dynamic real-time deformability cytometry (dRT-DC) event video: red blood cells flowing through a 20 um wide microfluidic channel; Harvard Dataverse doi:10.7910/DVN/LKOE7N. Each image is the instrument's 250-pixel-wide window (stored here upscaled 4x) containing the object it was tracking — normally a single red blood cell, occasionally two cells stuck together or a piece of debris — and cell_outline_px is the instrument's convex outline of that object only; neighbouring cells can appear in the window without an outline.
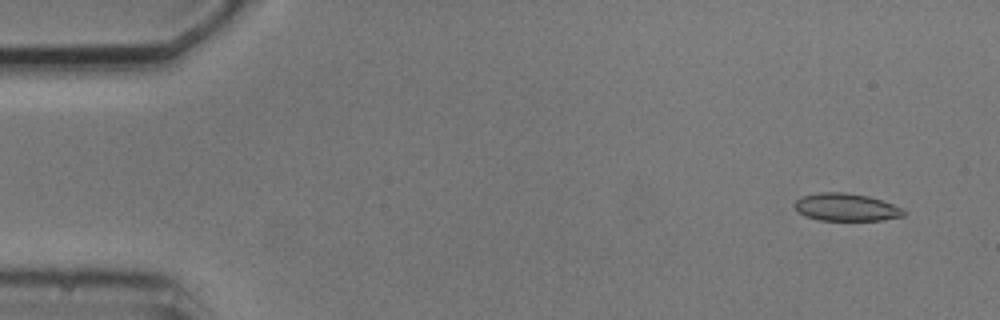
{"species": "common noctule bat (a hibernating species)", "species_latin": "Nyctalus noctula", "temperature_condition": "cold", "stored_images_in_passage": 5, "segment_of_instrument_passage": [1, 2], "camera_frame_rate_fps": 3000, "um_per_image_px": 0.085, "animal": {"sex": "male", "body_mass_g": 20.5, "forearm_length_mm": 52.5}, "frame": {"image": 1, "passage_image": 1, "time_ms": 0.0, "image_size_px": [1000, 320], "cell_outline_px": [[908, 212], [904, 216], [884, 220], [820, 220], [804, 216], [792, 204], [800, 196], [820, 192], [844, 192], [868, 196], [904, 208]], "centroid_in_image_um": [71.93, 17.61], "position_along_channel_um": 13.1, "area_um2": 17.69}}